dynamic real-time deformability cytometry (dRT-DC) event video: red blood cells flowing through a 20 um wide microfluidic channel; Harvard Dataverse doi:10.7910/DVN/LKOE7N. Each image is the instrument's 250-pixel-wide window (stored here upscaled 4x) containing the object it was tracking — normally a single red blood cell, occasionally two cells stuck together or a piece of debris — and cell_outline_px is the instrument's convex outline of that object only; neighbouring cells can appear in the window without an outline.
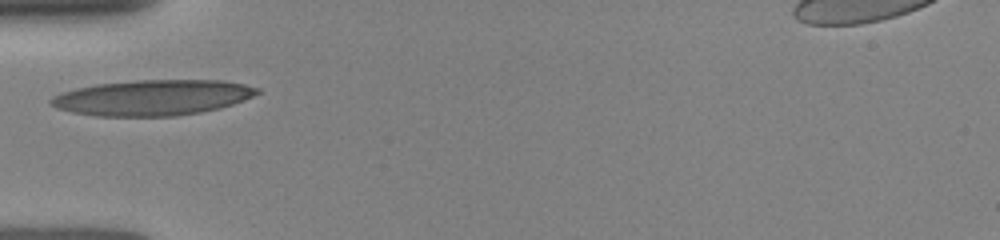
{"species": "human", "species_latin": "Homo sapiens", "temperature_condition": "room temperature", "stored_images_in_passage": 16, "camera_frame_rate_fps": 3000, "um_per_image_px": 0.085, "donor": {"sex": "female"}, "frame": {"image": 1, "passage_image": 1, "time_ms": 0.0, "image_size_px": [1000, 240], "cell_outline_px": [[260, 92], [252, 96], [232, 104], [220, 108], [200, 112], [176, 116], [96, 116], [72, 112], [56, 108], [48, 104], [48, 100], [52, 96], [60, 92], [76, 88], [96, 84], [136, 80], [224, 80], [244, 84], [260, 88]], "centroid_in_image_um": [12.92, 8.29], "position_along_channel_um": 72.1, "area_um2": 42.95}}
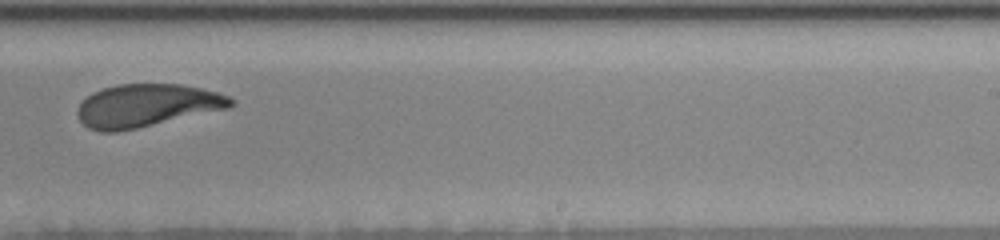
{"frame": {"image": 2, "passage_image": 9, "time_ms": 5.0, "image_size_px": [1000, 240], "cell_outline_px": [[236, 104], [228, 108], [136, 128], [116, 132], [100, 132], [88, 128], [80, 120], [76, 112], [80, 104], [92, 92], [116, 84], [180, 84], [200, 88], [216, 92], [228, 96], [236, 100]], "centroid_in_image_um": [12.46, 8.97], "position_along_channel_um": 276.5, "area_um2": 38.03}}
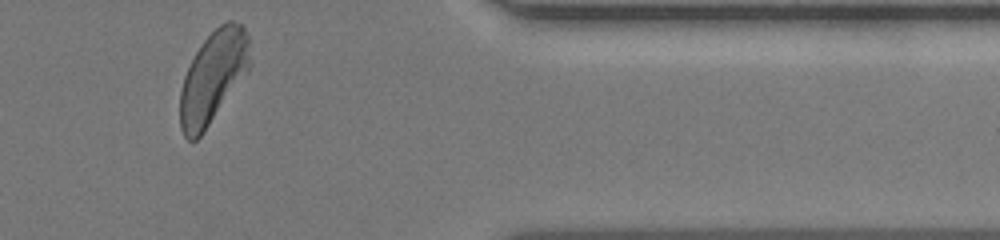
{"frame": {"image": 3, "passage_image": 15, "time_ms": 8.333, "image_size_px": [1000, 240], "cell_outline_px": [[248, 72], [204, 132], [196, 140], [188, 140], [184, 136], [180, 128], [180, 92], [184, 76], [196, 52], [204, 40], [220, 24], [228, 20], [232, 20], [240, 24], [244, 28], [248, 36]], "centroid_in_image_um": [18.09, 6.58], "position_along_channel_um": 393.3, "area_um2": 37.05}}